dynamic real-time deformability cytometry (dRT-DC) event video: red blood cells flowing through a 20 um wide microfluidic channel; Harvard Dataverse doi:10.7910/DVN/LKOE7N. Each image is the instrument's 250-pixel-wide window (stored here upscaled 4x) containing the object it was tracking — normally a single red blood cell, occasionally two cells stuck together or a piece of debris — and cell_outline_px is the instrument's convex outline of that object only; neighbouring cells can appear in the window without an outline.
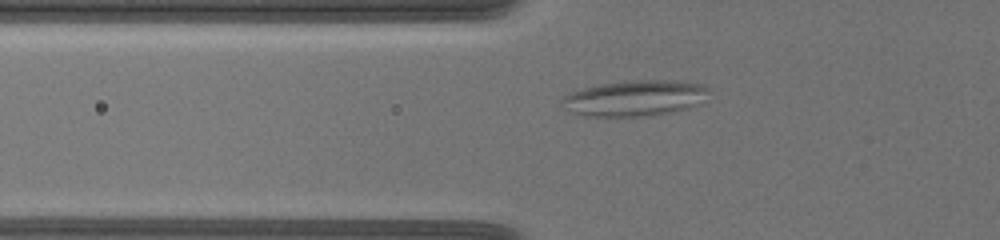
{"species": "common noctule bat (a hibernating species)", "species_latin": "Nyctalus noctula", "temperature_condition": "warm", "stored_images_in_passage": 61, "camera_frame_rate_fps": 3000, "um_per_image_px": 0.085, "animal": {"sex": "female", "body_mass_g": 19.5, "forearm_length_mm": 54.1}, "frame": {"image": 1, "passage_image": 23, "time_ms": 7.333, "image_size_px": [1000, 240], "cell_outline_px": [[708, 88], [700, 104], [688, 108], [672, 112], [652, 116], [584, 116], [572, 112], [560, 104], [560, 100], [564, 96], [572, 92], [584, 88], [600, 84], [628, 80], [668, 80], [704, 84]], "centroid_in_image_um": [53.94, 8.35], "position_along_channel_um": 71.9, "area_um2": 30.63}}
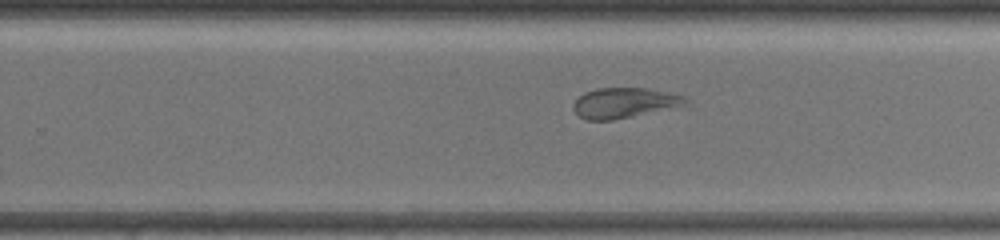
{"frame": {"image": 2, "passage_image": 41, "time_ms": 13.333, "image_size_px": [1000, 240], "cell_outline_px": [[692, 104], [612, 120], [588, 120], [580, 116], [572, 108], [572, 104], [584, 92], [596, 88], [644, 88], [668, 92], [688, 96]], "centroid_in_image_um": [53.13, 8.73], "position_along_channel_um": 276.7, "area_um2": 19.94}}
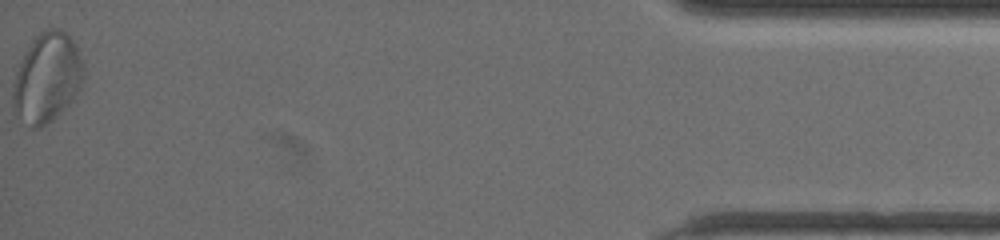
{"frame": {"image": 3, "passage_image": 61, "time_ms": 20.0, "image_size_px": [1000, 240], "cell_outline_px": [[84, 80], [80, 88], [72, 100], [56, 116], [40, 128], [32, 128], [12, 116], [12, 96], [16, 72], [32, 40], [40, 32], [48, 28], [60, 28], [76, 44], [84, 64]], "centroid_in_image_um": [3.99, 6.64], "position_along_channel_um": 431.2, "area_um2": 37.05}, "authors_computed_cell_mechanics": {"area_um2": 29.8826, "velocity_mm_per_s": 3.4684, "shape_relaxation_time_tau1_ms": null, "shape_relaxation_time_tau2_ms": 1.4509, "deformation_change_tau1": null, "deformation_change_tau2": 0.0758}}